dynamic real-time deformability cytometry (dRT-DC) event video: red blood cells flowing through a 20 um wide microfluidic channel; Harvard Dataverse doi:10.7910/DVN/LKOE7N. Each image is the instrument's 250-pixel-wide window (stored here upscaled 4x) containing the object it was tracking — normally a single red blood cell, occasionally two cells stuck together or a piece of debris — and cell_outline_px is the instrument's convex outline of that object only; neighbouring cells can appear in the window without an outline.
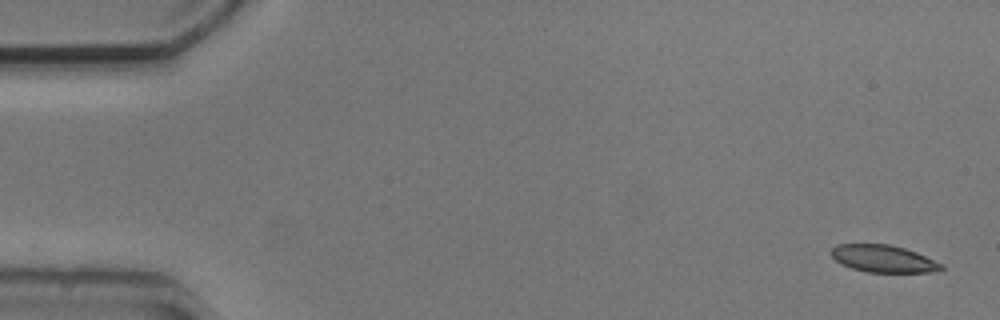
{"species": "common noctule bat (a hibernating species)", "species_latin": "Nyctalus noctula", "temperature_condition": "cold", "stored_images_in_passage": 4, "camera_frame_rate_fps": 3000, "um_per_image_px": 0.085, "animal": {"sex": "male", "body_mass_g": 20.5, "forearm_length_mm": 52.5}, "frame": {"image": 1, "passage_image": 1, "time_ms": 0.0, "image_size_px": [1000, 320], "cell_outline_px": [[944, 268], [928, 272], [868, 272], [852, 268], [836, 260], [828, 252], [836, 244], [888, 244], [904, 248], [916, 252], [944, 264]], "centroid_in_image_um": [75.07, 21.98], "position_along_channel_um": 9.9, "area_um2": 17.34}}
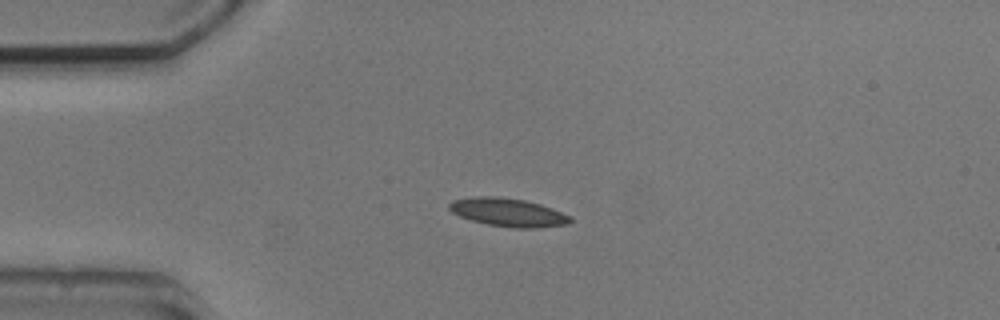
{"frame": {"image": 2, "passage_image": 4, "time_ms": 3.667, "image_size_px": [1000, 320], "cell_outline_px": [[572, 220], [568, 224], [536, 228], [516, 228], [488, 224], [472, 220], [460, 216], [452, 212], [448, 208], [448, 204], [452, 200], [472, 196], [496, 196], [524, 200], [540, 204], [552, 208], [572, 216]], "centroid_in_image_um": [43.19, 18.04], "position_along_channel_um": 41.8, "area_um2": 20.0}}